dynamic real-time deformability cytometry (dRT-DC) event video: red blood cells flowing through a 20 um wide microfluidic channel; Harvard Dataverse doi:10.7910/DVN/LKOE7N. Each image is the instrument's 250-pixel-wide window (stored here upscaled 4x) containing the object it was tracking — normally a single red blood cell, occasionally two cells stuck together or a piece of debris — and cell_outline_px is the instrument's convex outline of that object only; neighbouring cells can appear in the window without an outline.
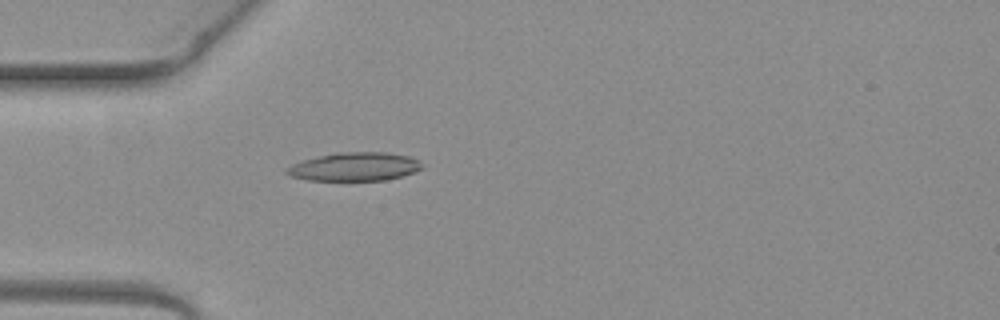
{"species": "common noctule bat (a hibernating species)", "species_latin": "Nyctalus noctula", "temperature_condition": "warm", "stored_images_in_passage": 2, "camera_frame_rate_fps": 3000, "um_per_image_px": 0.085, "animal": {"sex": "female", "body_mass_g": 19.3, "forearm_length_mm": 54.1}, "frame": {"image": 1, "passage_image": 2, "time_ms": 0.333, "image_size_px": [1000, 320], "cell_outline_px": [[424, 168], [416, 172], [384, 180], [308, 180], [292, 176], [284, 172], [284, 168], [292, 164], [304, 160], [336, 152], [388, 152], [408, 156], [420, 160], [424, 164]], "centroid_in_image_um": [30.18, 14.16], "position_along_channel_um": 54.8, "area_um2": 22.54}}